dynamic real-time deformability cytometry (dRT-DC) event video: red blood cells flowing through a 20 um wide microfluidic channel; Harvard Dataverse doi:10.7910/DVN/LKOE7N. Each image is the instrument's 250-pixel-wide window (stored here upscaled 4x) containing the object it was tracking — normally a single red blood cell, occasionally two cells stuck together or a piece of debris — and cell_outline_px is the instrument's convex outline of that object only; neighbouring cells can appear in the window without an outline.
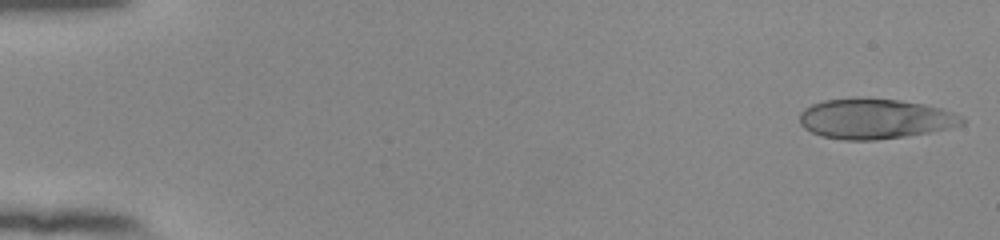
{"species": "human", "species_latin": "Homo sapiens", "temperature_condition": "room temperature", "stored_images_in_passage": 52, "camera_frame_rate_fps": 3000, "um_per_image_px": 0.085, "donor": {"sex": "female"}, "frame": {"image": 1, "passage_image": 1, "time_ms": 0.0, "image_size_px": [1000, 240], "cell_outline_px": [[968, 120], [964, 124], [952, 128], [904, 136], [876, 140], [844, 140], [820, 136], [804, 128], [800, 124], [800, 112], [804, 108], [812, 104], [824, 100], [856, 96], [868, 96], [900, 100], [924, 104], [940, 108], [964, 116]], "centroid_in_image_um": [74.38, 10.07], "position_along_channel_um": 10.6, "area_um2": 38.78}}
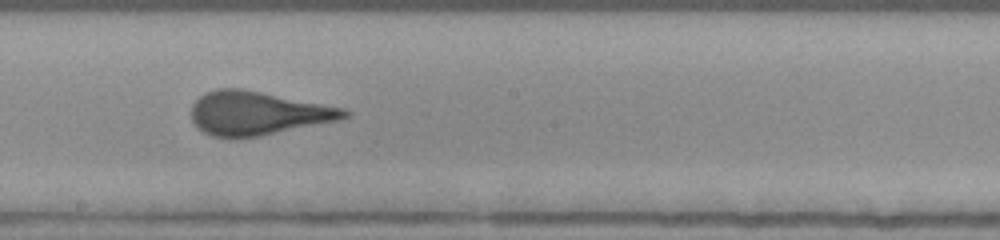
{"frame": {"image": 2, "passage_image": 30, "time_ms": 9.667, "image_size_px": [1000, 240], "cell_outline_px": [[352, 112], [348, 116], [340, 120], [256, 136], [212, 136], [204, 132], [192, 120], [192, 104], [204, 92], [216, 88], [240, 88], [344, 108]], "centroid_in_image_um": [21.9, 9.59], "position_along_channel_um": 226.3, "area_um2": 38.15}}
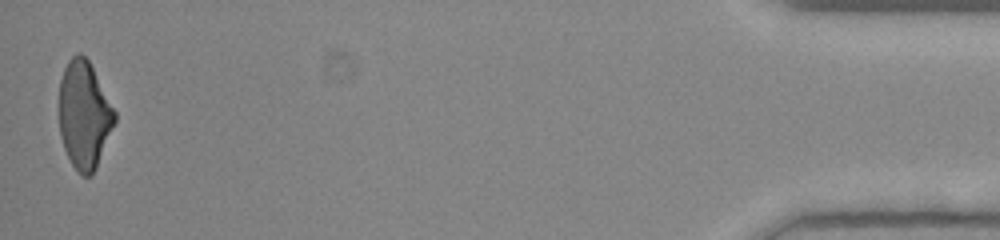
{"frame": {"image": 3, "passage_image": 52, "time_ms": 17.0, "image_size_px": [1000, 240], "cell_outline_px": [[116, 120], [96, 168], [92, 176], [80, 176], [72, 164], [64, 148], [60, 136], [60, 80], [64, 68], [68, 60], [76, 52], [80, 52], [88, 60], [116, 112]], "centroid_in_image_um": [7.15, 9.78], "position_along_channel_um": 428.0, "area_um2": 34.62}, "authors_computed_cell_mechanics": {"area_um2": 38.5526, "velocity_mm_per_s": 3.8969, "shape_relaxation_time_tau1_ms": 6.8867, "shape_relaxation_time_tau2_ms": null, "deformation_change_tau1": 0.2009, "deformation_change_tau2": null}}